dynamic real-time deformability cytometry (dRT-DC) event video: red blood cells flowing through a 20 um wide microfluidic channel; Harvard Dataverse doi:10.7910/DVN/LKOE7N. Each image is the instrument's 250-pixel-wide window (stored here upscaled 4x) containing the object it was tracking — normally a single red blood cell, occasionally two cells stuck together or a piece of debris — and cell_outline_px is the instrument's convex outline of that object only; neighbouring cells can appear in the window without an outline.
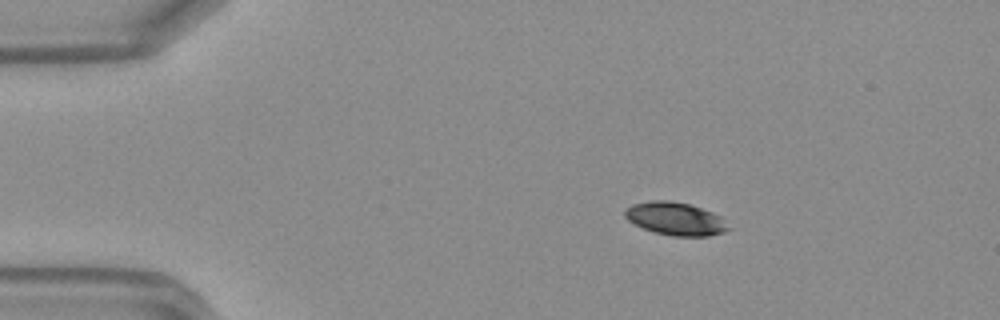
{"species": "Egyptian fruit bat (a non-hibernating species)", "species_latin": "Rousettus aegyptiacus", "temperature_condition": "warm", "stored_images_in_passage": 41, "camera_frame_rate_fps": 3000, "um_per_image_px": 0.085, "frame": {"image": 1, "passage_image": 1, "time_ms": 0.0, "image_size_px": [1000, 320], "cell_outline_px": [[732, 228], [724, 232], [708, 236], [672, 236], [656, 232], [644, 228], [628, 220], [624, 216], [624, 212], [632, 204], [652, 200], [668, 200], [688, 204], [712, 212], [720, 216]], "centroid_in_image_um": [57.44, 18.59], "position_along_channel_um": 27.6, "area_um2": 19.71}}
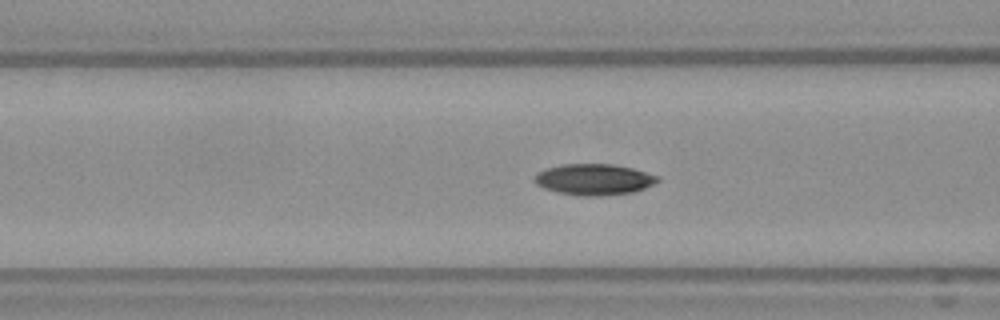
{"frame": {"image": 2, "passage_image": 12, "time_ms": 3.667, "image_size_px": [1000, 320], "cell_outline_px": [[660, 180], [644, 188], [632, 192], [600, 196], [580, 196], [556, 192], [544, 188], [536, 184], [532, 180], [540, 172], [548, 168], [564, 164], [612, 164], [632, 168], [660, 176]], "centroid_in_image_um": [50.5, 15.26], "position_along_channel_um": 116.1, "area_um2": 22.2}}
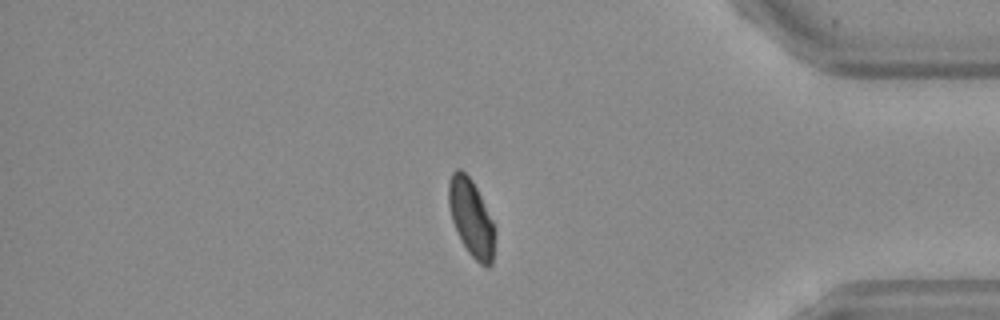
{"frame": {"image": 3, "passage_image": 34, "time_ms": 11.0, "image_size_px": [1000, 320], "cell_outline_px": [[496, 236], [492, 264], [480, 264], [468, 252], [452, 220], [448, 204], [448, 180], [452, 172], [456, 168], [460, 168], [472, 180], [496, 228]], "centroid_in_image_um": [40.06, 18.48], "position_along_channel_um": 395.1, "area_um2": 20.58}, "authors_computed_cell_mechanics": {"area_um2": 21.7906, "velocity_mm_per_s": 4.1825, "shape_relaxation_time_tau1_ms": 2.633, "shape_relaxation_time_tau2_ms": 3.7434, "deformation_change_tau1": 0.1203, "deformation_change_tau2": 0.0648}}